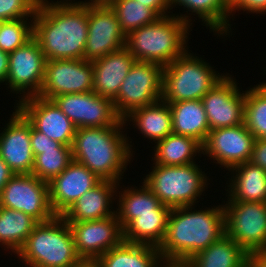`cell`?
<instances>
[{"instance_id": "47", "label": "cell", "mask_w": 266, "mask_h": 267, "mask_svg": "<svg viewBox=\"0 0 266 267\" xmlns=\"http://www.w3.org/2000/svg\"><path fill=\"white\" fill-rule=\"evenodd\" d=\"M112 0H88L84 3H90V4H109Z\"/></svg>"}, {"instance_id": "6", "label": "cell", "mask_w": 266, "mask_h": 267, "mask_svg": "<svg viewBox=\"0 0 266 267\" xmlns=\"http://www.w3.org/2000/svg\"><path fill=\"white\" fill-rule=\"evenodd\" d=\"M193 54L187 49L163 67L161 100L164 102L201 100L225 76Z\"/></svg>"}, {"instance_id": "13", "label": "cell", "mask_w": 266, "mask_h": 267, "mask_svg": "<svg viewBox=\"0 0 266 267\" xmlns=\"http://www.w3.org/2000/svg\"><path fill=\"white\" fill-rule=\"evenodd\" d=\"M52 100L76 128L116 126L122 120L113 100L93 91L58 95Z\"/></svg>"}, {"instance_id": "15", "label": "cell", "mask_w": 266, "mask_h": 267, "mask_svg": "<svg viewBox=\"0 0 266 267\" xmlns=\"http://www.w3.org/2000/svg\"><path fill=\"white\" fill-rule=\"evenodd\" d=\"M232 75L226 74L201 99L211 130L244 124L245 91Z\"/></svg>"}, {"instance_id": "22", "label": "cell", "mask_w": 266, "mask_h": 267, "mask_svg": "<svg viewBox=\"0 0 266 267\" xmlns=\"http://www.w3.org/2000/svg\"><path fill=\"white\" fill-rule=\"evenodd\" d=\"M119 183L102 180L98 185L86 191L72 206L62 215L67 222H80L104 219L115 215L111 210L115 194L119 190ZM111 204V205H110Z\"/></svg>"}, {"instance_id": "36", "label": "cell", "mask_w": 266, "mask_h": 267, "mask_svg": "<svg viewBox=\"0 0 266 267\" xmlns=\"http://www.w3.org/2000/svg\"><path fill=\"white\" fill-rule=\"evenodd\" d=\"M27 20H29L28 23ZM32 37L33 18L4 21L0 30V50L7 53L13 52Z\"/></svg>"}, {"instance_id": "29", "label": "cell", "mask_w": 266, "mask_h": 267, "mask_svg": "<svg viewBox=\"0 0 266 267\" xmlns=\"http://www.w3.org/2000/svg\"><path fill=\"white\" fill-rule=\"evenodd\" d=\"M169 213L170 210H154L135 214V219L123 230V241L159 248L165 238Z\"/></svg>"}, {"instance_id": "20", "label": "cell", "mask_w": 266, "mask_h": 267, "mask_svg": "<svg viewBox=\"0 0 266 267\" xmlns=\"http://www.w3.org/2000/svg\"><path fill=\"white\" fill-rule=\"evenodd\" d=\"M102 180L86 166L72 161L49 183L51 207L56 216H62L86 191Z\"/></svg>"}, {"instance_id": "23", "label": "cell", "mask_w": 266, "mask_h": 267, "mask_svg": "<svg viewBox=\"0 0 266 267\" xmlns=\"http://www.w3.org/2000/svg\"><path fill=\"white\" fill-rule=\"evenodd\" d=\"M230 171L233 174L227 185L230 188L225 190L228 191L226 194L230 201L266 203V171L264 169L248 161L234 166Z\"/></svg>"}, {"instance_id": "17", "label": "cell", "mask_w": 266, "mask_h": 267, "mask_svg": "<svg viewBox=\"0 0 266 267\" xmlns=\"http://www.w3.org/2000/svg\"><path fill=\"white\" fill-rule=\"evenodd\" d=\"M15 105L37 131L72 147L76 127L53 100L30 96Z\"/></svg>"}, {"instance_id": "43", "label": "cell", "mask_w": 266, "mask_h": 267, "mask_svg": "<svg viewBox=\"0 0 266 267\" xmlns=\"http://www.w3.org/2000/svg\"><path fill=\"white\" fill-rule=\"evenodd\" d=\"M9 70V53L0 50V83L6 82Z\"/></svg>"}, {"instance_id": "19", "label": "cell", "mask_w": 266, "mask_h": 267, "mask_svg": "<svg viewBox=\"0 0 266 267\" xmlns=\"http://www.w3.org/2000/svg\"><path fill=\"white\" fill-rule=\"evenodd\" d=\"M0 133V157L15 174H31L34 155L31 149V123L16 108Z\"/></svg>"}, {"instance_id": "10", "label": "cell", "mask_w": 266, "mask_h": 267, "mask_svg": "<svg viewBox=\"0 0 266 267\" xmlns=\"http://www.w3.org/2000/svg\"><path fill=\"white\" fill-rule=\"evenodd\" d=\"M0 206L35 218L39 223L56 217L49 194V185L32 174H15L4 186Z\"/></svg>"}, {"instance_id": "38", "label": "cell", "mask_w": 266, "mask_h": 267, "mask_svg": "<svg viewBox=\"0 0 266 267\" xmlns=\"http://www.w3.org/2000/svg\"><path fill=\"white\" fill-rule=\"evenodd\" d=\"M30 140L34 157L40 154V150L56 149L61 145L58 141H54L44 133L37 131L32 125Z\"/></svg>"}, {"instance_id": "18", "label": "cell", "mask_w": 266, "mask_h": 267, "mask_svg": "<svg viewBox=\"0 0 266 267\" xmlns=\"http://www.w3.org/2000/svg\"><path fill=\"white\" fill-rule=\"evenodd\" d=\"M81 259H97L123 241V230L116 214L104 219L68 222Z\"/></svg>"}, {"instance_id": "25", "label": "cell", "mask_w": 266, "mask_h": 267, "mask_svg": "<svg viewBox=\"0 0 266 267\" xmlns=\"http://www.w3.org/2000/svg\"><path fill=\"white\" fill-rule=\"evenodd\" d=\"M131 121L132 124L134 123V128L137 127L136 129L145 138L153 140L155 143L173 133L171 108L163 100L137 108L123 118L125 126H128L127 122L130 125Z\"/></svg>"}, {"instance_id": "4", "label": "cell", "mask_w": 266, "mask_h": 267, "mask_svg": "<svg viewBox=\"0 0 266 267\" xmlns=\"http://www.w3.org/2000/svg\"><path fill=\"white\" fill-rule=\"evenodd\" d=\"M189 28L175 14L159 17L155 22L130 32L125 47L136 61L166 67L189 49L188 36L192 31Z\"/></svg>"}, {"instance_id": "11", "label": "cell", "mask_w": 266, "mask_h": 267, "mask_svg": "<svg viewBox=\"0 0 266 267\" xmlns=\"http://www.w3.org/2000/svg\"><path fill=\"white\" fill-rule=\"evenodd\" d=\"M45 64V55L34 36L9 53V70L5 83L10 88V93L22 94L16 101L39 94L45 77Z\"/></svg>"}, {"instance_id": "16", "label": "cell", "mask_w": 266, "mask_h": 267, "mask_svg": "<svg viewBox=\"0 0 266 267\" xmlns=\"http://www.w3.org/2000/svg\"><path fill=\"white\" fill-rule=\"evenodd\" d=\"M254 135L245 124L209 131L202 144V154L212 158L229 171L234 166L250 161Z\"/></svg>"}, {"instance_id": "8", "label": "cell", "mask_w": 266, "mask_h": 267, "mask_svg": "<svg viewBox=\"0 0 266 267\" xmlns=\"http://www.w3.org/2000/svg\"><path fill=\"white\" fill-rule=\"evenodd\" d=\"M223 202L225 234L250 256L266 250V203L229 199Z\"/></svg>"}, {"instance_id": "26", "label": "cell", "mask_w": 266, "mask_h": 267, "mask_svg": "<svg viewBox=\"0 0 266 267\" xmlns=\"http://www.w3.org/2000/svg\"><path fill=\"white\" fill-rule=\"evenodd\" d=\"M187 262L192 267H250L251 256L224 234L218 241L193 255Z\"/></svg>"}, {"instance_id": "14", "label": "cell", "mask_w": 266, "mask_h": 267, "mask_svg": "<svg viewBox=\"0 0 266 267\" xmlns=\"http://www.w3.org/2000/svg\"><path fill=\"white\" fill-rule=\"evenodd\" d=\"M126 44L116 13L109 4L88 3V36L84 59L94 61Z\"/></svg>"}, {"instance_id": "41", "label": "cell", "mask_w": 266, "mask_h": 267, "mask_svg": "<svg viewBox=\"0 0 266 267\" xmlns=\"http://www.w3.org/2000/svg\"><path fill=\"white\" fill-rule=\"evenodd\" d=\"M151 8L159 17L170 15V0H136ZM169 11V12H168Z\"/></svg>"}, {"instance_id": "42", "label": "cell", "mask_w": 266, "mask_h": 267, "mask_svg": "<svg viewBox=\"0 0 266 267\" xmlns=\"http://www.w3.org/2000/svg\"><path fill=\"white\" fill-rule=\"evenodd\" d=\"M15 175L8 164L0 157V195L7 182Z\"/></svg>"}, {"instance_id": "12", "label": "cell", "mask_w": 266, "mask_h": 267, "mask_svg": "<svg viewBox=\"0 0 266 267\" xmlns=\"http://www.w3.org/2000/svg\"><path fill=\"white\" fill-rule=\"evenodd\" d=\"M93 91V64L85 59L46 60L45 77L38 97Z\"/></svg>"}, {"instance_id": "24", "label": "cell", "mask_w": 266, "mask_h": 267, "mask_svg": "<svg viewBox=\"0 0 266 267\" xmlns=\"http://www.w3.org/2000/svg\"><path fill=\"white\" fill-rule=\"evenodd\" d=\"M183 6L186 9L188 15L179 14L182 21L186 22L189 26L193 23L191 20V15H196L199 19H202L203 24L206 27L215 32L216 35L221 37L230 34L231 25L229 23V18H231V9L225 4L224 0H170V8L173 9L174 6ZM191 12L190 13H188ZM195 13V14H194ZM198 15V16H197ZM229 33V34H227ZM226 34V35H225Z\"/></svg>"}, {"instance_id": "48", "label": "cell", "mask_w": 266, "mask_h": 267, "mask_svg": "<svg viewBox=\"0 0 266 267\" xmlns=\"http://www.w3.org/2000/svg\"><path fill=\"white\" fill-rule=\"evenodd\" d=\"M240 0H224L225 4L232 9Z\"/></svg>"}, {"instance_id": "5", "label": "cell", "mask_w": 266, "mask_h": 267, "mask_svg": "<svg viewBox=\"0 0 266 267\" xmlns=\"http://www.w3.org/2000/svg\"><path fill=\"white\" fill-rule=\"evenodd\" d=\"M17 258L26 267H70L81 259L71 228L62 216L39 223L17 252Z\"/></svg>"}, {"instance_id": "45", "label": "cell", "mask_w": 266, "mask_h": 267, "mask_svg": "<svg viewBox=\"0 0 266 267\" xmlns=\"http://www.w3.org/2000/svg\"><path fill=\"white\" fill-rule=\"evenodd\" d=\"M162 267H192L187 261L163 260Z\"/></svg>"}, {"instance_id": "28", "label": "cell", "mask_w": 266, "mask_h": 267, "mask_svg": "<svg viewBox=\"0 0 266 267\" xmlns=\"http://www.w3.org/2000/svg\"><path fill=\"white\" fill-rule=\"evenodd\" d=\"M168 104L171 108L173 133L195 138L203 144L210 128L202 100Z\"/></svg>"}, {"instance_id": "31", "label": "cell", "mask_w": 266, "mask_h": 267, "mask_svg": "<svg viewBox=\"0 0 266 267\" xmlns=\"http://www.w3.org/2000/svg\"><path fill=\"white\" fill-rule=\"evenodd\" d=\"M154 145L153 164L165 166L188 165L195 162L193 159L197 156V153L198 155L202 153V144L195 138L174 133L167 135Z\"/></svg>"}, {"instance_id": "1", "label": "cell", "mask_w": 266, "mask_h": 267, "mask_svg": "<svg viewBox=\"0 0 266 267\" xmlns=\"http://www.w3.org/2000/svg\"><path fill=\"white\" fill-rule=\"evenodd\" d=\"M33 36L46 60L84 59L88 3L40 0L33 17Z\"/></svg>"}, {"instance_id": "44", "label": "cell", "mask_w": 266, "mask_h": 267, "mask_svg": "<svg viewBox=\"0 0 266 267\" xmlns=\"http://www.w3.org/2000/svg\"><path fill=\"white\" fill-rule=\"evenodd\" d=\"M250 267H266V250L258 251L251 255Z\"/></svg>"}, {"instance_id": "21", "label": "cell", "mask_w": 266, "mask_h": 267, "mask_svg": "<svg viewBox=\"0 0 266 267\" xmlns=\"http://www.w3.org/2000/svg\"><path fill=\"white\" fill-rule=\"evenodd\" d=\"M135 61L126 47L92 61L93 92L114 100Z\"/></svg>"}, {"instance_id": "40", "label": "cell", "mask_w": 266, "mask_h": 267, "mask_svg": "<svg viewBox=\"0 0 266 267\" xmlns=\"http://www.w3.org/2000/svg\"><path fill=\"white\" fill-rule=\"evenodd\" d=\"M250 162L266 171V140L264 138L255 139Z\"/></svg>"}, {"instance_id": "2", "label": "cell", "mask_w": 266, "mask_h": 267, "mask_svg": "<svg viewBox=\"0 0 266 267\" xmlns=\"http://www.w3.org/2000/svg\"><path fill=\"white\" fill-rule=\"evenodd\" d=\"M193 208H171L165 238L158 248L163 260L187 261L225 234L223 204L204 210Z\"/></svg>"}, {"instance_id": "49", "label": "cell", "mask_w": 266, "mask_h": 267, "mask_svg": "<svg viewBox=\"0 0 266 267\" xmlns=\"http://www.w3.org/2000/svg\"><path fill=\"white\" fill-rule=\"evenodd\" d=\"M3 20H0V30H1V27H2V25H3Z\"/></svg>"}, {"instance_id": "37", "label": "cell", "mask_w": 266, "mask_h": 267, "mask_svg": "<svg viewBox=\"0 0 266 267\" xmlns=\"http://www.w3.org/2000/svg\"><path fill=\"white\" fill-rule=\"evenodd\" d=\"M40 0H0V20L33 18Z\"/></svg>"}, {"instance_id": "35", "label": "cell", "mask_w": 266, "mask_h": 267, "mask_svg": "<svg viewBox=\"0 0 266 267\" xmlns=\"http://www.w3.org/2000/svg\"><path fill=\"white\" fill-rule=\"evenodd\" d=\"M73 161L72 147L61 144L56 149L40 150L34 157L31 174L49 183Z\"/></svg>"}, {"instance_id": "39", "label": "cell", "mask_w": 266, "mask_h": 267, "mask_svg": "<svg viewBox=\"0 0 266 267\" xmlns=\"http://www.w3.org/2000/svg\"><path fill=\"white\" fill-rule=\"evenodd\" d=\"M237 11H246L247 13L265 14L266 0H240L232 9L231 16L233 17Z\"/></svg>"}, {"instance_id": "3", "label": "cell", "mask_w": 266, "mask_h": 267, "mask_svg": "<svg viewBox=\"0 0 266 267\" xmlns=\"http://www.w3.org/2000/svg\"><path fill=\"white\" fill-rule=\"evenodd\" d=\"M124 127L122 119L116 126L76 128L73 160L86 166L101 180L119 183L134 152L132 141L127 133L123 134Z\"/></svg>"}, {"instance_id": "27", "label": "cell", "mask_w": 266, "mask_h": 267, "mask_svg": "<svg viewBox=\"0 0 266 267\" xmlns=\"http://www.w3.org/2000/svg\"><path fill=\"white\" fill-rule=\"evenodd\" d=\"M96 261L99 267H159L163 259L157 247L122 241Z\"/></svg>"}, {"instance_id": "46", "label": "cell", "mask_w": 266, "mask_h": 267, "mask_svg": "<svg viewBox=\"0 0 266 267\" xmlns=\"http://www.w3.org/2000/svg\"><path fill=\"white\" fill-rule=\"evenodd\" d=\"M70 267H99L96 259H80Z\"/></svg>"}, {"instance_id": "9", "label": "cell", "mask_w": 266, "mask_h": 267, "mask_svg": "<svg viewBox=\"0 0 266 267\" xmlns=\"http://www.w3.org/2000/svg\"><path fill=\"white\" fill-rule=\"evenodd\" d=\"M162 73L161 65L135 61L113 100L115 110L122 119L137 108L161 100Z\"/></svg>"}, {"instance_id": "32", "label": "cell", "mask_w": 266, "mask_h": 267, "mask_svg": "<svg viewBox=\"0 0 266 267\" xmlns=\"http://www.w3.org/2000/svg\"><path fill=\"white\" fill-rule=\"evenodd\" d=\"M38 224L22 211L0 206V244L4 250L17 254Z\"/></svg>"}, {"instance_id": "33", "label": "cell", "mask_w": 266, "mask_h": 267, "mask_svg": "<svg viewBox=\"0 0 266 267\" xmlns=\"http://www.w3.org/2000/svg\"><path fill=\"white\" fill-rule=\"evenodd\" d=\"M244 124L255 139L266 136V81L245 91Z\"/></svg>"}, {"instance_id": "34", "label": "cell", "mask_w": 266, "mask_h": 267, "mask_svg": "<svg viewBox=\"0 0 266 267\" xmlns=\"http://www.w3.org/2000/svg\"><path fill=\"white\" fill-rule=\"evenodd\" d=\"M109 5L115 11L120 28L126 36L159 18L151 8L136 0H112Z\"/></svg>"}, {"instance_id": "30", "label": "cell", "mask_w": 266, "mask_h": 267, "mask_svg": "<svg viewBox=\"0 0 266 267\" xmlns=\"http://www.w3.org/2000/svg\"><path fill=\"white\" fill-rule=\"evenodd\" d=\"M143 186L132 188H122L116 191L118 208L115 211L117 219L124 230L134 219L137 213H154V210H171L170 207L163 205L158 197L142 182ZM137 188V189H136ZM119 192V196L117 195Z\"/></svg>"}, {"instance_id": "7", "label": "cell", "mask_w": 266, "mask_h": 267, "mask_svg": "<svg viewBox=\"0 0 266 267\" xmlns=\"http://www.w3.org/2000/svg\"><path fill=\"white\" fill-rule=\"evenodd\" d=\"M196 162L183 166L154 164L151 172L143 178L146 186L163 205L170 208L195 206L205 187L208 176Z\"/></svg>"}]
</instances>
